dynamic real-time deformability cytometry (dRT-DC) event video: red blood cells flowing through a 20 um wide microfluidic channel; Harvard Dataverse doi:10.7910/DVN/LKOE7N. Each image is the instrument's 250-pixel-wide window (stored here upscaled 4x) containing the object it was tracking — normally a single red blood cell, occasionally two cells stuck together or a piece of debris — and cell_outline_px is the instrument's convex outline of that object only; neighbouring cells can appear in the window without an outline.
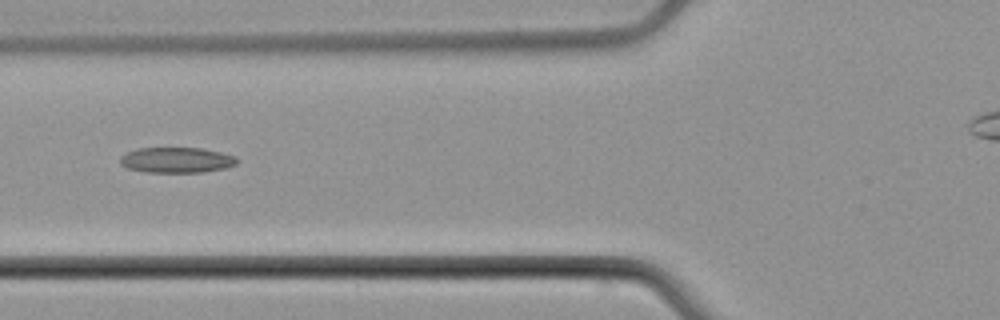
{"species": "common noctule bat (a hibernating species)", "species_latin": "Nyctalus noctula", "temperature_condition": "cold", "stored_images_in_passage": 8, "camera_frame_rate_fps": 3000, "um_per_image_px": 0.085, "animal": {"sex": "male", "body_mass_g": 21.5, "forearm_length_mm": 52.0}, "frame": {"image": 1, "passage_image": 8, "time_ms": 12.0, "image_size_px": [1000, 320], "cell_outline_px": [[236, 164], [224, 168], [204, 172], [148, 172], [128, 168], [120, 164], [120, 156], [136, 148], [200, 148], [220, 152], [236, 156]], "centroid_in_image_um": [14.99, 13.6], "position_along_channel_um": 110.8, "area_um2": 17.22}}